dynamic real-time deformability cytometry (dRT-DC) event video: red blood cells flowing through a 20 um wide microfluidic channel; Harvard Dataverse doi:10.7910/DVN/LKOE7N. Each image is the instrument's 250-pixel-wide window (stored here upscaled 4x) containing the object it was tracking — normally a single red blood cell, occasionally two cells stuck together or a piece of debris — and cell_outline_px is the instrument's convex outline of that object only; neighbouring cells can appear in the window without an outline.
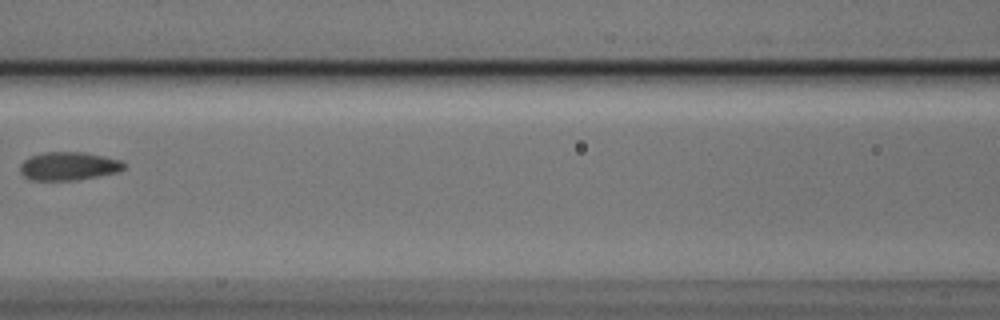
{"species": "Egyptian fruit bat (a non-hibernating species)", "species_latin": "Rousettus aegyptiacus", "temperature_condition": "cold", "stored_images_in_passage": 5, "camera_frame_rate_fps": 3000, "um_per_image_px": 0.085, "animal": {"sex": "male"}, "frame": {"image": 1, "passage_image": 4, "time_ms": 1.0, "image_size_px": [1000, 320], "cell_outline_px": [[124, 168], [116, 172], [76, 180], [32, 180], [24, 176], [20, 172], [20, 164], [24, 160], [32, 156], [44, 152], [84, 152], [120, 160], [124, 164]], "centroid_in_image_um": [5.79, 14.12], "position_along_channel_um": 160.8, "area_um2": 16.88}}
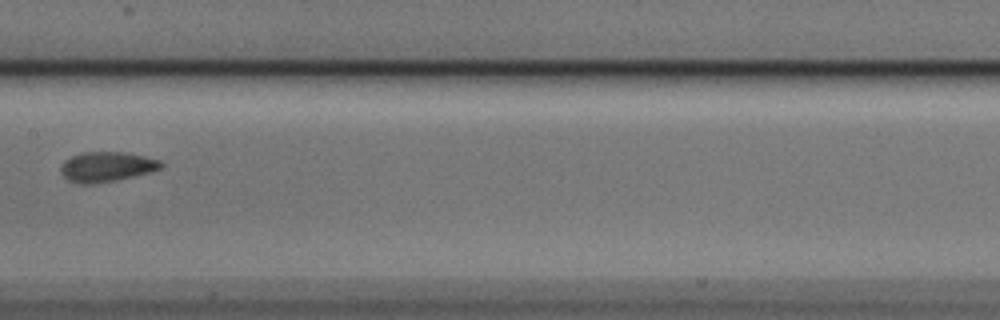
{"frame": {"image": 2, "passage_image": 5, "time_ms": 1.333, "image_size_px": [1000, 320], "cell_outline_px": [[164, 168], [116, 180], [92, 184], [80, 184], [68, 180], [60, 172], [60, 168], [64, 160], [72, 156], [84, 152], [124, 152], [144, 156], [160, 160], [164, 164]], "centroid_in_image_um": [9.06, 14.17], "position_along_channel_um": 198.3, "area_um2": 17.46}}